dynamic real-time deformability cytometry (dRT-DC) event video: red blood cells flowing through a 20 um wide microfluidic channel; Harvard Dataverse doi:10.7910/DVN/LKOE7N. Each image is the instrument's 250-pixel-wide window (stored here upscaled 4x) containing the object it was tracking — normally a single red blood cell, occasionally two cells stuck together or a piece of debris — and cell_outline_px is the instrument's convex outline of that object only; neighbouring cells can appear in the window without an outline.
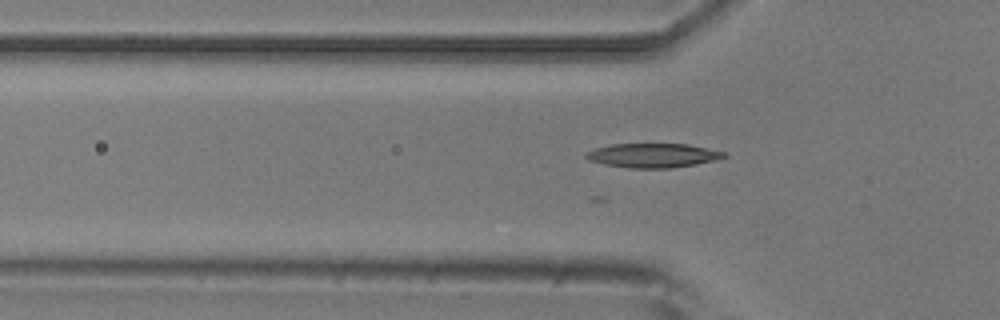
{"species": "common noctule bat (a hibernating species)", "species_latin": "Nyctalus noctula", "temperature_condition": "room temperature", "stored_images_in_passage": 29, "camera_frame_rate_fps": 3000, "um_per_image_px": 0.085, "animal": {"sex": "male", "body_mass_g": 20.5, "forearm_length_mm": 52.5}, "frame": {"image": 1, "passage_image": 5, "time_ms": 1.333, "image_size_px": [1000, 320], "cell_outline_px": [[728, 156], [696, 164], [668, 168], [628, 168], [604, 164], [592, 160], [584, 156], [584, 152], [596, 148], [612, 144], [688, 144], [724, 152]], "centroid_in_image_um": [55.46, 13.21], "position_along_channel_um": 70.3, "area_um2": 19.19}}
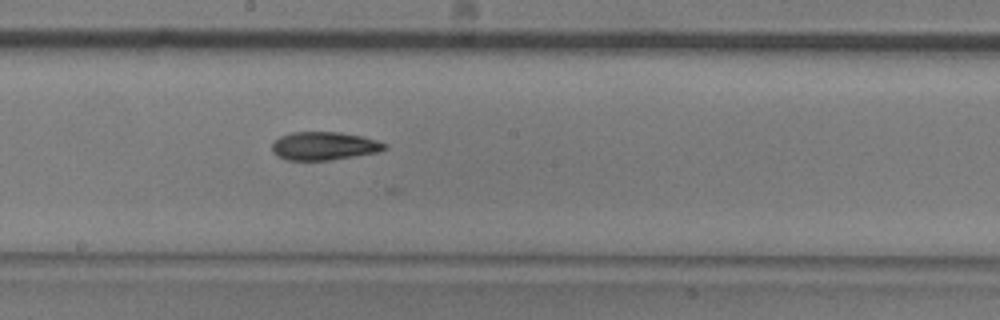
{"frame": {"image": 2, "passage_image": 17, "time_ms": 5.333, "image_size_px": [1000, 320], "cell_outline_px": [[388, 148], [380, 152], [332, 160], [288, 160], [276, 156], [272, 152], [272, 144], [280, 136], [292, 132], [340, 132], [360, 136], [376, 140], [388, 144]], "centroid_in_image_um": [27.57, 12.41], "position_along_channel_um": 220.6, "area_um2": 18.67}}
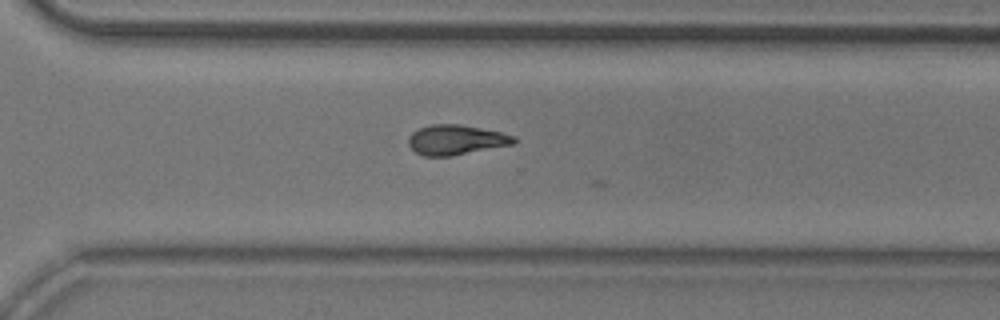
{"frame": {"image": 3, "passage_image": 26, "time_ms": 8.333, "image_size_px": [1000, 320], "cell_outline_px": [[516, 140], [512, 144], [452, 156], [424, 156], [416, 152], [408, 144], [408, 136], [412, 132], [420, 128], [432, 124], [460, 124], [500, 132], [516, 136]], "centroid_in_image_um": [38.73, 11.88], "position_along_channel_um": 331.9, "area_um2": 18.26}}